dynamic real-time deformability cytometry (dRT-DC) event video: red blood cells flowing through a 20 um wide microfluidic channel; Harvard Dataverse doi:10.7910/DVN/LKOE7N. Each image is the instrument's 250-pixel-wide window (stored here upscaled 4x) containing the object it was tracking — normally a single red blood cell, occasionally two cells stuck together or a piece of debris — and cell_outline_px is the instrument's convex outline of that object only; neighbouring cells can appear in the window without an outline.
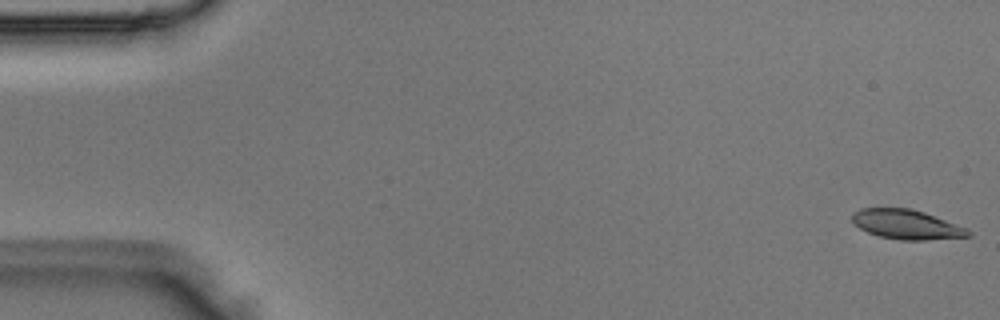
{"species": "Egyptian fruit bat (a non-hibernating species)", "species_latin": "Rousettus aegyptiacus", "temperature_condition": "room temperature", "stored_images_in_passage": 4, "camera_frame_rate_fps": 3000, "um_per_image_px": 0.085, "animal": {"sex": "male"}, "frame": {"image": 1, "passage_image": 1, "time_ms": 0.0, "image_size_px": [1000, 320], "cell_outline_px": [[972, 236], [928, 240], [900, 240], [880, 236], [868, 232], [852, 224], [852, 212], [860, 208], [908, 208], [924, 212], [968, 228], [972, 232]], "centroid_in_image_um": [77.06, 19.08], "position_along_channel_um": 7.9, "area_um2": 20.11}}
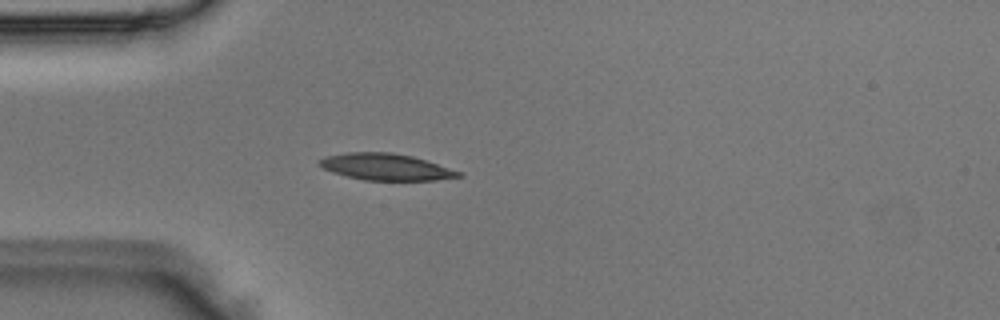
{"frame": {"image": 2, "passage_image": 4, "time_ms": 1.0, "image_size_px": [1000, 320], "cell_outline_px": [[464, 176], [436, 180], [364, 180], [332, 172], [324, 168], [320, 164], [320, 160], [324, 156], [344, 152], [392, 152], [412, 156], [464, 172]], "centroid_in_image_um": [32.84, 14.18], "position_along_channel_um": 52.2, "area_um2": 21.56}}